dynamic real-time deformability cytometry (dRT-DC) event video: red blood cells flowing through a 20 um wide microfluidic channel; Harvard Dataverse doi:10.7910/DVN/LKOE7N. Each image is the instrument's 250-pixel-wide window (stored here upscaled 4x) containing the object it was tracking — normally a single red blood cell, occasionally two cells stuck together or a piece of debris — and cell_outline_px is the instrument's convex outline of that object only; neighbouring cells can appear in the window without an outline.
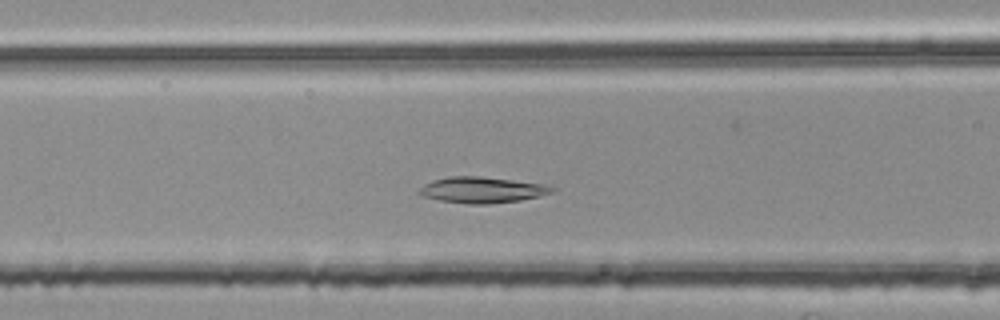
{"species": "common noctule bat (a hibernating species)", "species_latin": "Nyctalus noctula", "temperature_condition": "room temperature", "stored_images_in_passage": 29, "camera_frame_rate_fps": 3000, "um_per_image_px": 0.085, "animal": {"sex": "female", "body_mass_g": 25.1}, "frame": {"image": 1, "passage_image": 7, "time_ms": 2.0, "image_size_px": [1000, 320], "cell_outline_px": [[556, 188], [552, 192], [540, 196], [520, 200], [488, 204], [468, 204], [440, 200], [424, 196], [416, 192], [424, 184], [432, 180], [448, 176], [480, 176], [552, 184]], "centroid_in_image_um": [41.03, 16.13], "position_along_channel_um": 125.6, "area_um2": 20.4}}
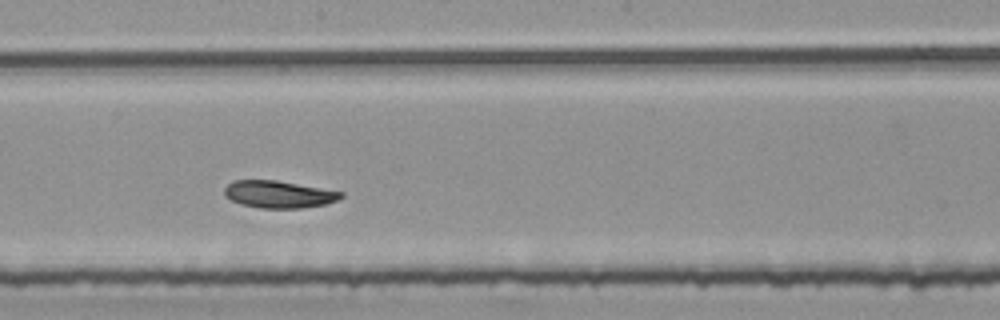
{"frame": {"image": 2, "passage_image": 15, "time_ms": 4.667, "image_size_px": [1000, 320], "cell_outline_px": [[344, 196], [336, 200], [324, 204], [304, 208], [260, 208], [244, 204], [232, 200], [224, 196], [224, 188], [232, 180], [276, 180], [344, 192]], "centroid_in_image_um": [23.68, 16.51], "position_along_channel_um": 224.5, "area_um2": 18.38}}
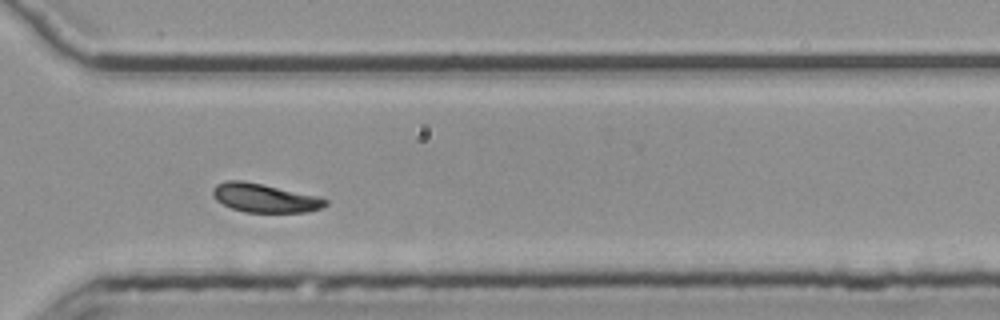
{"frame": {"image": 3, "passage_image": 25, "time_ms": 8.0, "image_size_px": [1000, 320], "cell_outline_px": [[328, 204], [320, 208], [308, 212], [244, 212], [232, 208], [216, 200], [212, 196], [212, 188], [216, 184], [224, 180], [240, 180], [320, 196], [328, 200]], "centroid_in_image_um": [22.49, 16.82], "position_along_channel_um": 348.1, "area_um2": 18.84}, "authors_computed_cell_mechanics": {"area_um2": 19.0162, "velocity_mm_per_s": 3.7179, "shape_relaxation_time_tau1_ms": 4.3111, "shape_relaxation_time_tau2_ms": 6.5527, "deformation_change_tau1": 0.1467, "deformation_change_tau2": 0.1045}}